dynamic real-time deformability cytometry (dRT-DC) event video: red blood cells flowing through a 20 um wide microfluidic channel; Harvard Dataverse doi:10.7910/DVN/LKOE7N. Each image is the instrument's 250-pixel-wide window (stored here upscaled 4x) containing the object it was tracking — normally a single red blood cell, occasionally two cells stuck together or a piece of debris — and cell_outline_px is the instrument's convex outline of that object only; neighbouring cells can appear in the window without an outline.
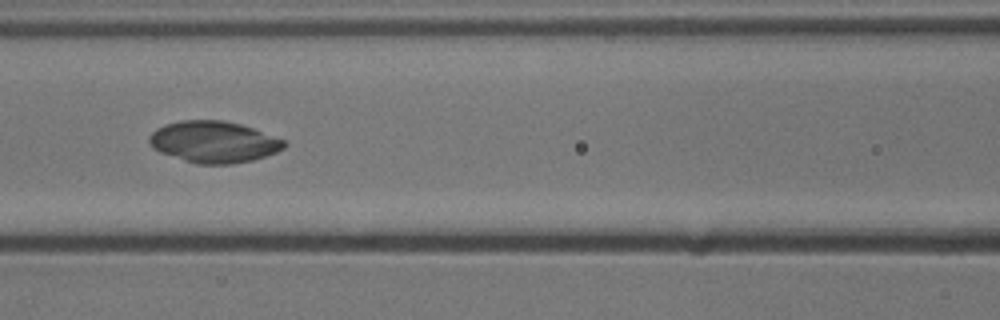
{"species": "common noctule bat (a hibernating species)", "species_latin": "Nyctalus noctula", "temperature_condition": "cold", "stored_images_in_passage": 9, "camera_frame_rate_fps": 3000, "um_per_image_px": 0.085, "animal": {"sex": "male", "body_mass_g": 13.3}, "frame": {"image": 1, "passage_image": 7, "time_ms": 2.0, "image_size_px": [1000, 320], "cell_outline_px": [[288, 144], [284, 148], [276, 152], [252, 160], [232, 164], [196, 164], [160, 152], [152, 148], [148, 144], [148, 136], [156, 128], [164, 124], [180, 120], [224, 120], [240, 124], [252, 128], [284, 140]], "centroid_in_image_um": [18.12, 12.06], "position_along_channel_um": 148.5, "area_um2": 32.71}}
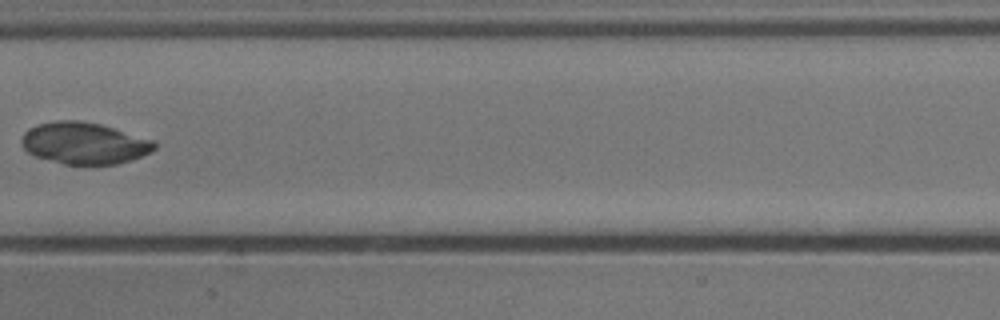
{"frame": {"image": 2, "passage_image": 8, "time_ms": 2.333, "image_size_px": [1000, 320], "cell_outline_px": [[156, 148], [140, 156], [116, 164], [64, 164], [36, 156], [28, 152], [24, 148], [20, 140], [24, 132], [28, 128], [36, 124], [56, 120], [80, 120], [100, 124], [156, 140]], "centroid_in_image_um": [7.14, 12.15], "position_along_channel_um": 200.3, "area_um2": 32.25}}
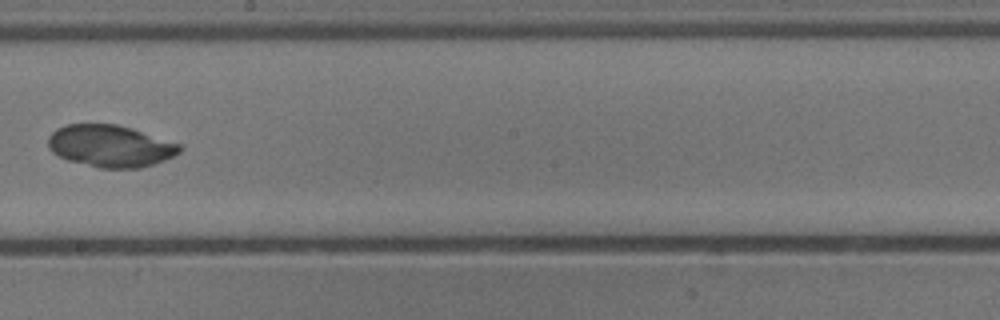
{"frame": {"image": 3, "passage_image": 9, "time_ms": 2.667, "image_size_px": [1000, 320], "cell_outline_px": [[184, 148], [180, 152], [164, 160], [140, 168], [100, 168], [68, 160], [52, 152], [48, 148], [48, 136], [56, 128], [68, 124], [116, 124], [132, 128], [180, 144]], "centroid_in_image_um": [9.37, 12.4], "position_along_channel_um": 238.8, "area_um2": 32.14}}